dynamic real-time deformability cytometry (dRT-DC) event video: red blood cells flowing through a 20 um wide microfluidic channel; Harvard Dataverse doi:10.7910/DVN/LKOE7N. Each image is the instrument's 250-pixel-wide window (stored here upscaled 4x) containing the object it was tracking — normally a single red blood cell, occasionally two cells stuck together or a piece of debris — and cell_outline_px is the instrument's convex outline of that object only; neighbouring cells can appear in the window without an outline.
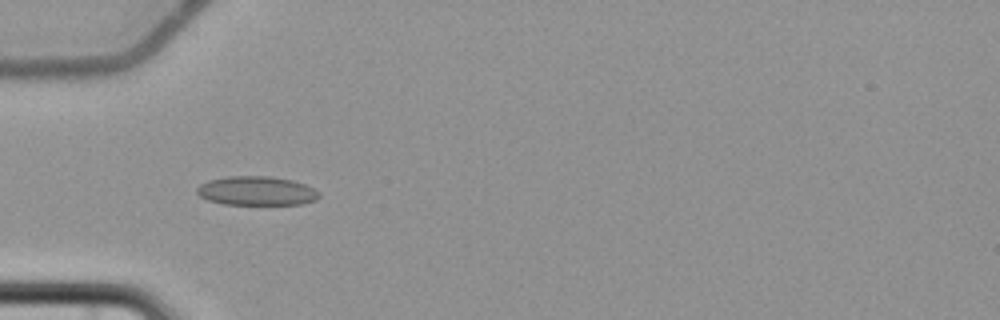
{"species": "common noctule bat (a hibernating species)", "species_latin": "Nyctalus noctula", "temperature_condition": "cold", "stored_images_in_passage": 8, "camera_frame_rate_fps": 3000, "um_per_image_px": 0.085, "animal": {"sex": "female", "body_mass_g": 22.7, "forearm_length_mm": 54.2}, "frame": {"image": 1, "passage_image": 6, "time_ms": 6.333, "image_size_px": [1000, 320], "cell_outline_px": [[320, 196], [316, 200], [304, 204], [224, 204], [208, 200], [200, 196], [196, 192], [196, 188], [200, 184], [208, 180], [228, 176], [268, 176], [292, 180], [304, 184], [320, 192]], "centroid_in_image_um": [21.8, 16.22], "position_along_channel_um": 63.2, "area_um2": 20.69}}
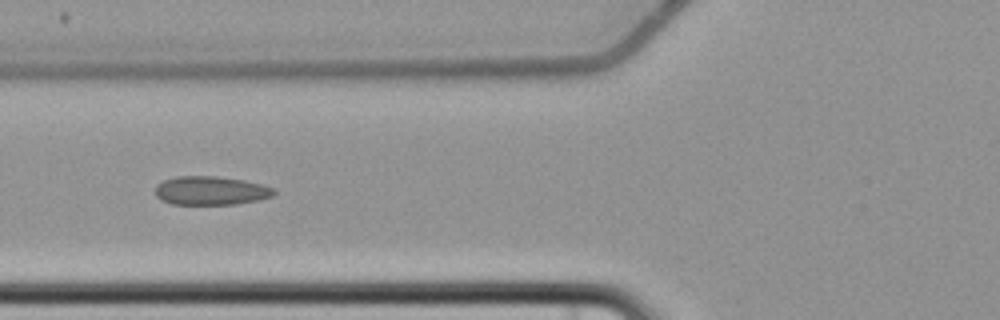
{"frame": {"image": 2, "passage_image": 7, "time_ms": 7.667, "image_size_px": [1000, 320], "cell_outline_px": [[276, 192], [272, 196], [260, 200], [236, 204], [172, 204], [160, 200], [156, 196], [156, 184], [164, 180], [176, 176], [216, 176], [244, 180], [276, 188]], "centroid_in_image_um": [17.92, 16.2], "position_along_channel_um": 107.9, "area_um2": 20.0}}
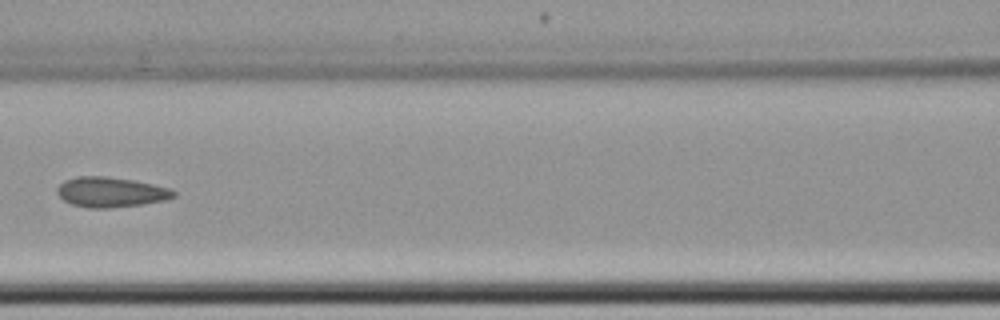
{"frame": {"image": 3, "passage_image": 8, "time_ms": 9.0, "image_size_px": [1000, 320], "cell_outline_px": [[176, 196], [164, 200], [144, 204], [108, 208], [88, 208], [72, 204], [64, 200], [56, 192], [56, 188], [64, 180], [76, 176], [104, 176], [132, 180], [152, 184], [168, 188], [176, 192]], "centroid_in_image_um": [9.39, 16.33], "position_along_channel_um": 157.2, "area_um2": 20.35}}